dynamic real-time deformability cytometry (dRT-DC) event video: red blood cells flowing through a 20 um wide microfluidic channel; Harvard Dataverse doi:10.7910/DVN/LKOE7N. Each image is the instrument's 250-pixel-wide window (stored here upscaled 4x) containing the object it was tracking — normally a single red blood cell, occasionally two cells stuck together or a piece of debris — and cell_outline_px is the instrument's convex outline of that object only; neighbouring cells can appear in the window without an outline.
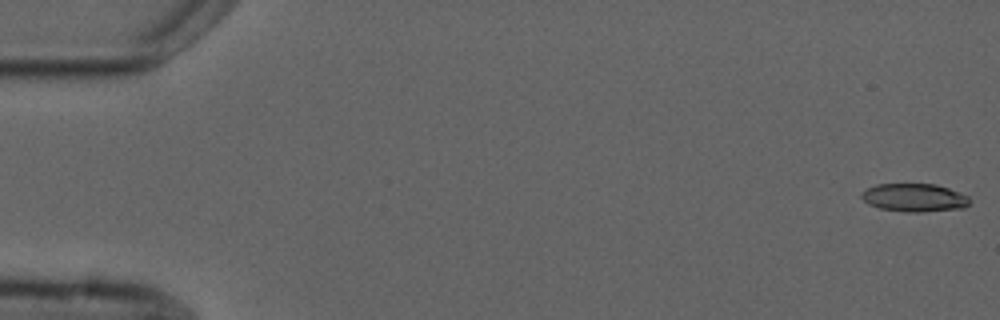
{"species": "common noctule bat (a hibernating species)", "species_latin": "Nyctalus noctula", "temperature_condition": "cold", "stored_images_in_passage": 6, "camera_frame_rate_fps": 3000, "um_per_image_px": 0.085, "animal": {"sex": "male", "forearm_length_mm": 52.5}, "frame": {"image": 1, "passage_image": 1, "time_ms": 0.0, "image_size_px": [1000, 320], "cell_outline_px": [[968, 204], [964, 208], [924, 212], [904, 212], [880, 208], [868, 204], [860, 196], [868, 188], [876, 184], [936, 184], [960, 192], [968, 196]], "centroid_in_image_um": [77.73, 16.8], "position_along_channel_um": 7.3, "area_um2": 17.69}}
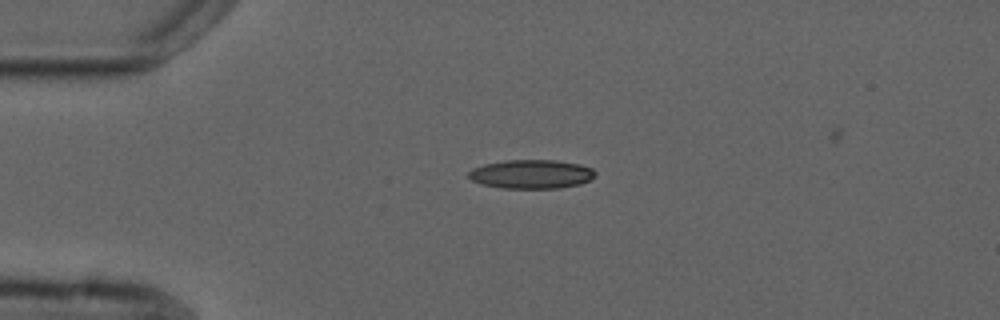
{"frame": {"image": 2, "passage_image": 6, "time_ms": 7.0, "image_size_px": [1000, 320], "cell_outline_px": [[596, 176], [580, 184], [560, 188], [500, 188], [480, 184], [472, 180], [468, 176], [468, 172], [472, 168], [484, 164], [504, 160], [556, 160], [580, 164], [592, 168], [596, 172]], "centroid_in_image_um": [45.16, 14.8], "position_along_channel_um": 39.8, "area_um2": 21.5}}